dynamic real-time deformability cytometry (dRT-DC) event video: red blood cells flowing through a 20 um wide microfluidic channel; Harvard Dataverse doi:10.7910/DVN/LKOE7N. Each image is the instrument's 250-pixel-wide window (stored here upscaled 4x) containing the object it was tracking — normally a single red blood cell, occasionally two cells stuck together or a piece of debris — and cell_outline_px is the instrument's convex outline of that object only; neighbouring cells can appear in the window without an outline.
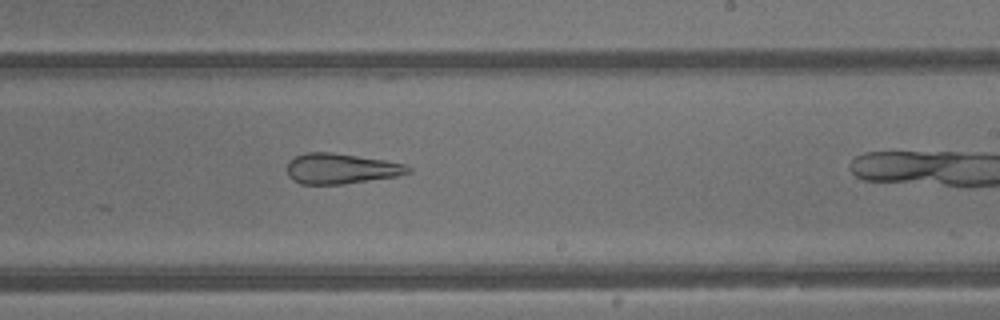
{"species": "common noctule bat (a hibernating species)", "species_latin": "Nyctalus noctula", "temperature_condition": "warm", "stored_images_in_passage": 23, "camera_frame_rate_fps": 3000, "um_per_image_px": 0.085, "animal": {"sex": "male", "body_mass_g": 13.3}, "frame": {"image": 1, "passage_image": 14, "time_ms": 4.333, "image_size_px": [1000, 320], "cell_outline_px": [[412, 172], [396, 176], [344, 184], [300, 184], [292, 180], [288, 176], [288, 160], [304, 152], [332, 152], [384, 160], [404, 164], [412, 168]], "centroid_in_image_um": [28.96, 14.33], "position_along_channel_um": 260.0, "area_um2": 21.5}}